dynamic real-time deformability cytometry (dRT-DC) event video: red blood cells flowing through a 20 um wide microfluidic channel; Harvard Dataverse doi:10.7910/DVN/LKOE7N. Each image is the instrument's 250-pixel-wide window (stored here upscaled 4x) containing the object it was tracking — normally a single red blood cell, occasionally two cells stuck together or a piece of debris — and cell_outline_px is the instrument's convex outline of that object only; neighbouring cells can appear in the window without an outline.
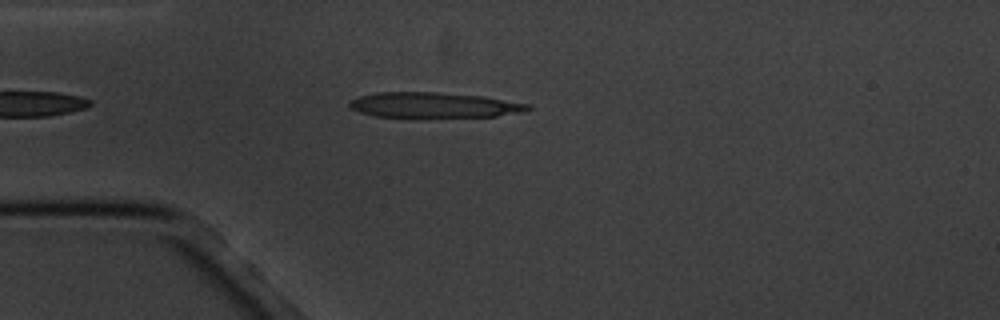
{"species": "common noctule bat (a hibernating species)", "species_latin": "Nyctalus noctula", "temperature_condition": "cold", "stored_images_in_passage": 13, "camera_frame_rate_fps": 3000, "um_per_image_px": 0.085, "animal": {"sex": "male", "body_mass_g": 20.1, "forearm_length_mm": 53.5}, "frame": {"image": 1, "passage_image": 1, "time_ms": 0.0, "image_size_px": [1000, 320], "cell_outline_px": [[532, 108], [520, 112], [496, 116], [428, 120], [408, 120], [372, 116], [360, 112], [352, 108], [348, 104], [348, 100], [360, 96], [376, 92], [436, 92], [484, 96], [528, 104]], "centroid_in_image_um": [36.8, 8.99], "position_along_channel_um": 48.2, "area_um2": 27.92}}
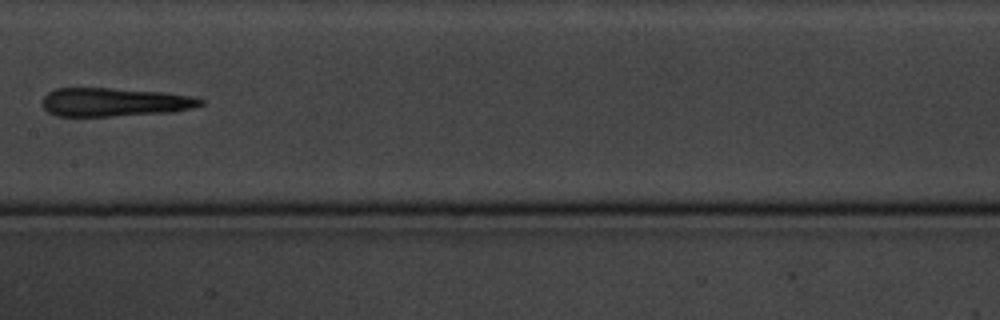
{"frame": {"image": 2, "passage_image": 5, "time_ms": 4.667, "image_size_px": [1000, 320], "cell_outline_px": [[204, 104], [192, 108], [172, 112], [112, 116], [56, 116], [48, 112], [44, 108], [44, 96], [48, 92], [56, 88], [112, 88], [168, 92], [196, 96], [204, 100]], "centroid_in_image_um": [9.8, 8.67], "position_along_channel_um": 197.6, "area_um2": 26.59}}
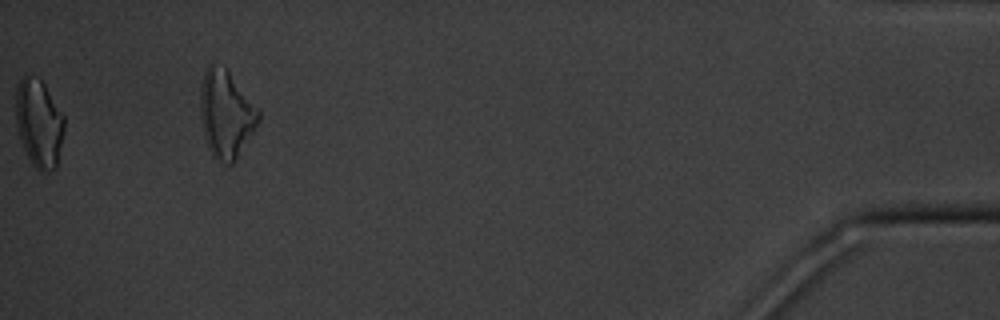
{"frame": {"image": 3, "passage_image": 12, "time_ms": 13.0, "image_size_px": [1000, 320], "cell_outline_px": [[64, 132], [56, 168], [52, 172], [40, 172], [32, 164], [24, 148], [16, 124], [16, 88], [20, 80], [28, 72], [40, 80], [44, 84], [64, 116]], "centroid_in_image_um": [3.32, 10.48], "position_along_channel_um": 431.9, "area_um2": 24.85}, "authors_computed_cell_mechanics": {"area_um2": 26.01, "velocity_mm_per_s": 3.4433, "shape_relaxation_time_tau1_ms": 6.0363, "shape_relaxation_time_tau2_ms": 4.5966, "deformation_change_tau1": 0.1866, "deformation_change_tau2": 0.1951}}